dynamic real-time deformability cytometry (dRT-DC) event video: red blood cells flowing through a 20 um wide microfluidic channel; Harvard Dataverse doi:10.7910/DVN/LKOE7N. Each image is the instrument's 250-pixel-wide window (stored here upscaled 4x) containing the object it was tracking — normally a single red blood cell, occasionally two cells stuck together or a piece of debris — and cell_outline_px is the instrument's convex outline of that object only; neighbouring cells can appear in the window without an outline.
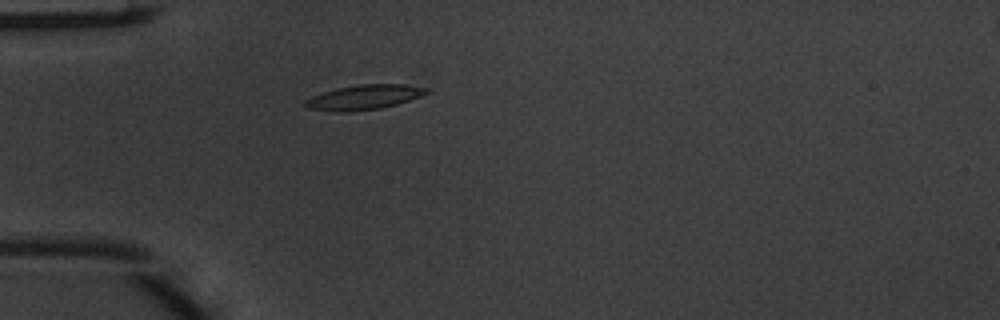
{"species": "common noctule bat (a hibernating species)", "species_latin": "Nyctalus noctula", "temperature_condition": "warm", "stored_images_in_passage": 1, "camera_frame_rate_fps": 3000, "um_per_image_px": 0.085, "animal": {"sex": "male", "body_mass_g": 20.1, "forearm_length_mm": 53.5}, "frame": {"image": 1, "passage_image": 1, "time_ms": 0.0, "image_size_px": [1000, 320], "cell_outline_px": [[428, 92], [420, 96], [396, 104], [380, 108], [348, 112], [336, 112], [308, 108], [304, 104], [304, 100], [312, 96], [336, 88], [360, 84], [404, 84], [428, 88]], "centroid_in_image_um": [30.91, 8.26], "position_along_channel_um": 54.1, "area_um2": 17.34}}